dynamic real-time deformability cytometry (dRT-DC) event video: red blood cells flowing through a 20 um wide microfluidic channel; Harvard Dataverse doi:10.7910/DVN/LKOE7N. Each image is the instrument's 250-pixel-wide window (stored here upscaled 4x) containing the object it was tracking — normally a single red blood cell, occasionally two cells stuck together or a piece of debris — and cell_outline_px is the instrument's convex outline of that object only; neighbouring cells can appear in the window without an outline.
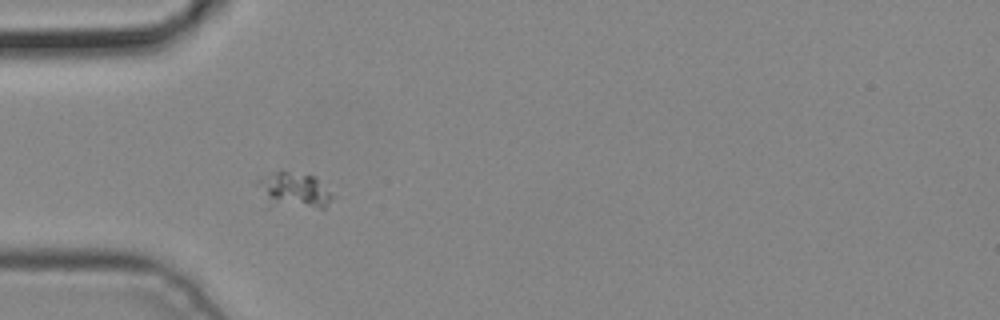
{"species": "common noctule bat (a hibernating species)", "species_latin": "Nyctalus noctula", "temperature_condition": "cold", "stored_images_in_passage": 3, "camera_frame_rate_fps": 3000, "um_per_image_px": 0.085, "animal": {"sex": "male", "body_mass_g": 19.2, "forearm_length_mm": 51.8}, "frame": {"image": 1, "passage_image": 2, "time_ms": 0.333, "image_size_px": [1000, 320], "cell_outline_px": [[336, 196], [324, 208], [268, 208], [256, 184], [256, 180], [268, 172], [280, 168], [312, 176]], "centroid_in_image_um": [24.89, 16.19], "position_along_channel_um": 60.1, "area_um2": 16.65}}